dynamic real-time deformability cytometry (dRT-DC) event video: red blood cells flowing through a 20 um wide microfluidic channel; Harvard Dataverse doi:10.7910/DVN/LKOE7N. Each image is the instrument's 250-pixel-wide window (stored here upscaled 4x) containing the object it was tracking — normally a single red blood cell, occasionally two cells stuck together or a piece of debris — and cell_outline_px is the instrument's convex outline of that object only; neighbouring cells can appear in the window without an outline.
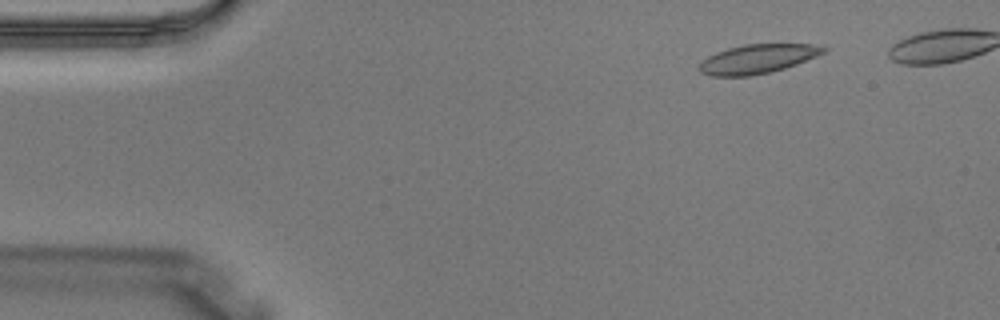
{"species": "Egyptian fruit bat (a non-hibernating species)", "species_latin": "Rousettus aegyptiacus", "temperature_condition": "warm", "stored_images_in_passage": 5, "camera_frame_rate_fps": 3000, "um_per_image_px": 0.085, "animal": {"sex": "male"}, "frame": {"image": 1, "passage_image": 2, "time_ms": 0.333, "image_size_px": [1000, 320], "cell_outline_px": [[828, 48], [824, 52], [816, 56], [796, 64], [784, 68], [768, 72], [748, 76], [712, 76], [700, 72], [696, 68], [700, 60], [716, 52], [728, 48], [744, 44], [816, 44]], "centroid_in_image_um": [64.33, 5.0], "position_along_channel_um": 20.7, "area_um2": 21.1}}